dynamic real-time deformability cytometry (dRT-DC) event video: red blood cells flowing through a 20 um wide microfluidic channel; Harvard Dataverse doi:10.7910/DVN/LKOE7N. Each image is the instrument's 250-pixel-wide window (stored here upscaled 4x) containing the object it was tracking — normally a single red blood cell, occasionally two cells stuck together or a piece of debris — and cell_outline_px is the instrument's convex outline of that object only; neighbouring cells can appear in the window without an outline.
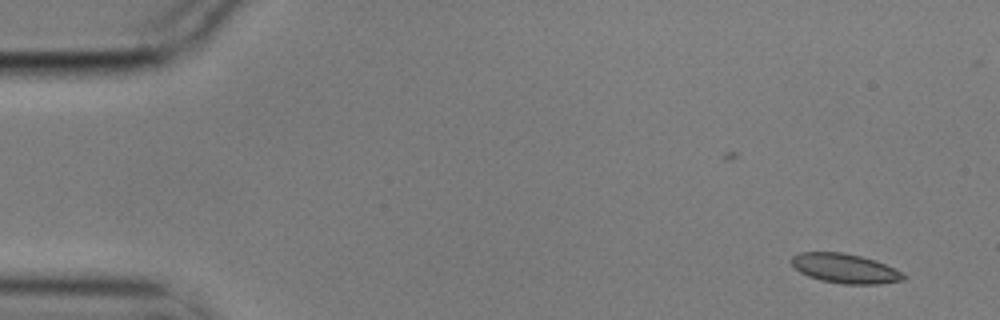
{"species": "common noctule bat (a hibernating species)", "species_latin": "Nyctalus noctula", "temperature_condition": "cold", "stored_images_in_passage": 2, "camera_frame_rate_fps": 3000, "um_per_image_px": 0.085, "animal": {"sex": "male", "body_mass_g": 17.9}, "frame": {"image": 1, "passage_image": 2, "time_ms": 0.333, "image_size_px": [1000, 320], "cell_outline_px": [[908, 276], [904, 280], [880, 284], [844, 284], [820, 280], [808, 276], [800, 272], [792, 264], [792, 256], [800, 252], [844, 252], [860, 256], [884, 264]], "centroid_in_image_um": [71.81, 22.82], "position_along_channel_um": 13.2, "area_um2": 19.07}}